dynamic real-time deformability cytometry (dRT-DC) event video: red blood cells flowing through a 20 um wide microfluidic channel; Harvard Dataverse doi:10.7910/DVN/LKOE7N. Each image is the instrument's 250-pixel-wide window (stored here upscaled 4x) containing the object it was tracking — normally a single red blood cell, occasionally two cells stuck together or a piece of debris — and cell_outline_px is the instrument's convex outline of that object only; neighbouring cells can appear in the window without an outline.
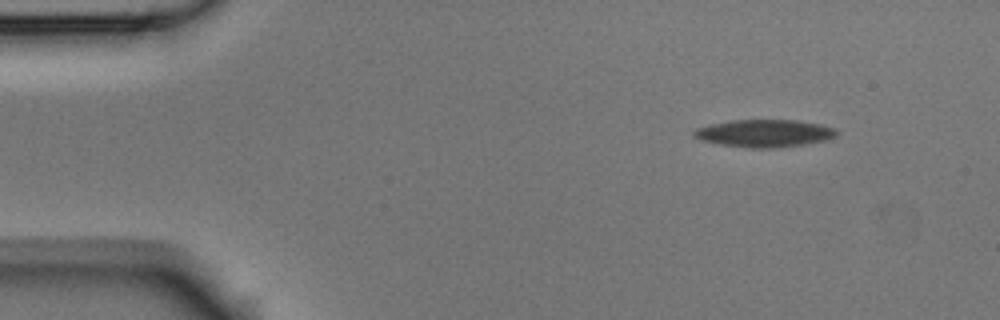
{"species": "Egyptian fruit bat (a non-hibernating species)", "species_latin": "Rousettus aegyptiacus", "temperature_condition": "room temperature", "stored_images_in_passage": 3, "camera_frame_rate_fps": 3000, "um_per_image_px": 0.085, "animal": {"sex": "male"}, "frame": {"image": 1, "passage_image": 1, "time_ms": 0.0, "image_size_px": [1000, 320], "cell_outline_px": [[840, 132], [836, 136], [828, 140], [804, 144], [772, 148], [748, 148], [720, 144], [700, 140], [692, 136], [692, 132], [696, 128], [712, 124], [732, 120], [796, 120], [820, 124], [836, 128]], "centroid_in_image_um": [65.0, 11.33], "position_along_channel_um": 20.0, "area_um2": 23.0}}
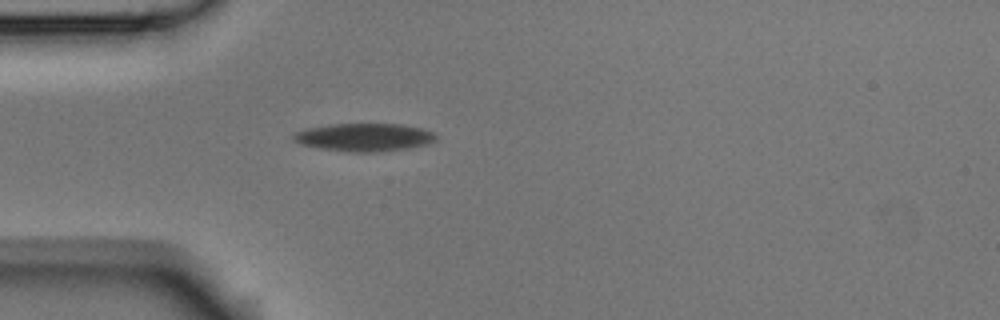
{"frame": {"image": 2, "passage_image": 3, "time_ms": 0.667, "image_size_px": [1000, 320], "cell_outline_px": [[436, 140], [428, 144], [412, 148], [376, 152], [352, 152], [320, 148], [300, 144], [292, 140], [292, 136], [296, 132], [308, 128], [328, 124], [400, 124], [424, 128], [436, 132]], "centroid_in_image_um": [31.01, 11.67], "position_along_channel_um": 54.0, "area_um2": 23.47}}